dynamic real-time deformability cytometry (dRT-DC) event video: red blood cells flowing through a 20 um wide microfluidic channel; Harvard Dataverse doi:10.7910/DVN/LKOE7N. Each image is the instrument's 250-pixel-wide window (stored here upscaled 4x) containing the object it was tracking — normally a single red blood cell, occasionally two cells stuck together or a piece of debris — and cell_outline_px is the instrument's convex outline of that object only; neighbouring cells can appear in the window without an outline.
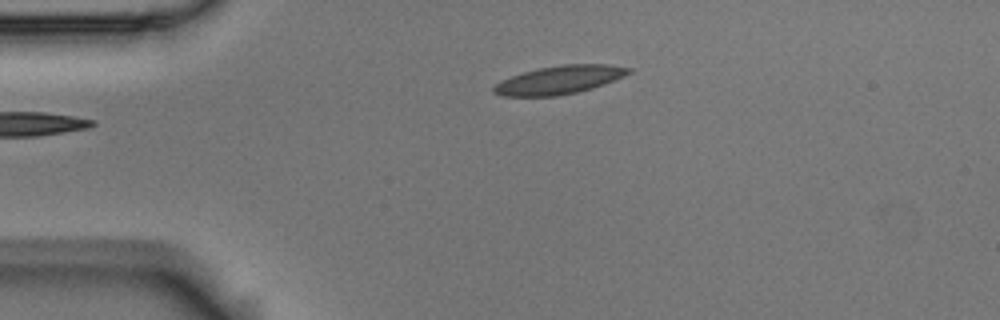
{"species": "Egyptian fruit bat (a non-hibernating species)", "species_latin": "Rousettus aegyptiacus", "temperature_condition": "room temperature", "stored_images_in_passage": 3, "camera_frame_rate_fps": 3000, "um_per_image_px": 0.085, "animal": {"sex": "male"}, "frame": {"image": 1, "passage_image": 3, "time_ms": 0.667, "image_size_px": [1000, 320], "cell_outline_px": [[632, 72], [624, 76], [604, 84], [592, 88], [576, 92], [556, 96], [504, 96], [492, 92], [492, 88], [500, 80], [524, 72], [540, 68], [560, 64], [608, 64], [632, 68]], "centroid_in_image_um": [47.55, 6.78], "position_along_channel_um": 37.4, "area_um2": 22.2}}